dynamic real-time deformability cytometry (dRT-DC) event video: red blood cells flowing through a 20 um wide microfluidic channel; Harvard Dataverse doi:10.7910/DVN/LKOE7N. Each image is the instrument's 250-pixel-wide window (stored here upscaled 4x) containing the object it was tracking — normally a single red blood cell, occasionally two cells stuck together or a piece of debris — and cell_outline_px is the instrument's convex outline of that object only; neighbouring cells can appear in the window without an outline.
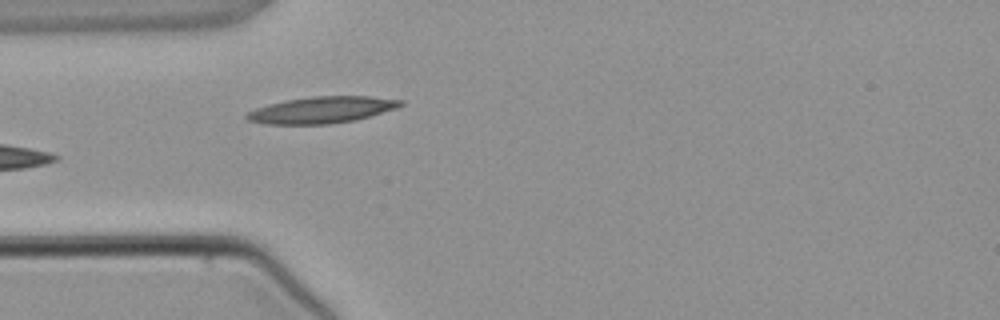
{"species": "common noctule bat (a hibernating species)", "species_latin": "Nyctalus noctula", "temperature_condition": "warm", "stored_images_in_passage": 3, "camera_frame_rate_fps": 3000, "um_per_image_px": 0.085, "animal": {"sex": "male", "body_mass_g": 21.5, "forearm_length_mm": 52.0}, "frame": {"image": 1, "passage_image": 3, "time_ms": 2.333, "image_size_px": [1000, 320], "cell_outline_px": [[404, 104], [396, 108], [356, 120], [328, 124], [264, 124], [248, 120], [244, 116], [248, 112], [256, 108], [268, 104], [288, 100], [312, 96], [368, 96], [404, 100]], "centroid_in_image_um": [27.35, 9.34], "position_along_channel_um": 57.6, "area_um2": 23.7}}